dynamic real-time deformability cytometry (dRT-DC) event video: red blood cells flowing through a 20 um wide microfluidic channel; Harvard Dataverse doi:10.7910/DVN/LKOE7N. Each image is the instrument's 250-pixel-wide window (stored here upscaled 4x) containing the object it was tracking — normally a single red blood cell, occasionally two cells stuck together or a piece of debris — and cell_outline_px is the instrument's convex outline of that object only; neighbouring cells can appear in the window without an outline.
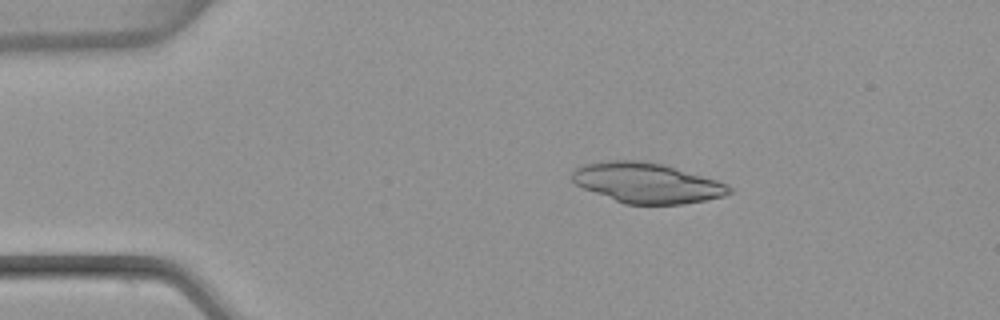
{"species": "common noctule bat (a hibernating species)", "species_latin": "Nyctalus noctula", "temperature_condition": "warm", "stored_images_in_passage": 44, "camera_frame_rate_fps": 3000, "um_per_image_px": 0.085, "animal": {"sex": "female", "body_mass_g": 22.7, "forearm_length_mm": 54.2}, "frame": {"image": 1, "passage_image": 1, "time_ms": 0.0, "image_size_px": [1000, 320], "cell_outline_px": [[732, 192], [724, 196], [704, 200], [680, 204], [624, 204], [584, 188], [576, 184], [572, 180], [572, 172], [576, 168], [584, 164], [612, 160], [640, 160], [660, 164], [716, 180], [728, 184], [732, 188]], "centroid_in_image_um": [54.98, 15.55], "position_along_channel_um": 30.0, "area_um2": 36.24}}